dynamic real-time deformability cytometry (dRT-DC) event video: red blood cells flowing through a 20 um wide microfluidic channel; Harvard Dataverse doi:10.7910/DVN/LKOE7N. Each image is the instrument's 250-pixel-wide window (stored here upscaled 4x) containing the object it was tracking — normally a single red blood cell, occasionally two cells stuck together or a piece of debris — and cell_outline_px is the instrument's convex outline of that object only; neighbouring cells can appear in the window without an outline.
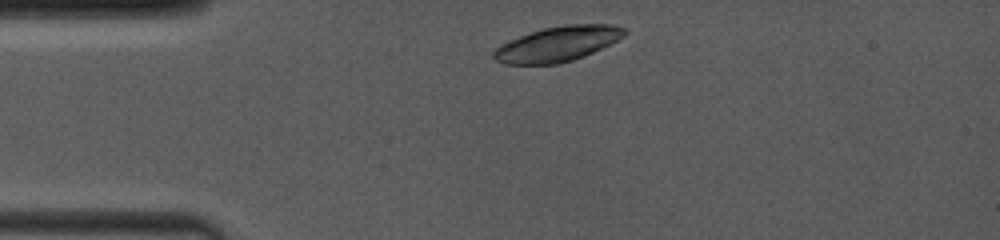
{"species": "common noctule bat (a hibernating species)", "species_latin": "Nyctalus noctula", "temperature_condition": "room temperature", "stored_images_in_passage": 5, "camera_frame_rate_fps": 4000, "um_per_image_px": 0.085, "animal": {"sex": "female", "body_mass_g": 19.0, "forearm_length_mm": 53.3}, "frame": {"image": 1, "passage_image": 2, "time_ms": 0.25, "image_size_px": [1000, 240], "cell_outline_px": [[628, 32], [624, 36], [592, 52], [572, 60], [556, 64], [504, 64], [496, 60], [492, 56], [492, 52], [500, 44], [520, 36], [544, 28], [568, 24], [612, 24], [628, 28]], "centroid_in_image_um": [47.4, 3.72], "position_along_channel_um": 37.6, "area_um2": 26.47}}